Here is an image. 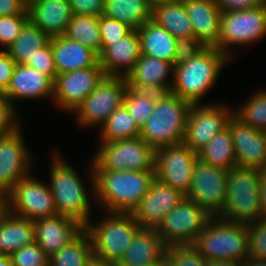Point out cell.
Listing matches in <instances>:
<instances>
[{
	"label": "cell",
	"instance_id": "obj_1",
	"mask_svg": "<svg viewBox=\"0 0 266 266\" xmlns=\"http://www.w3.org/2000/svg\"><path fill=\"white\" fill-rule=\"evenodd\" d=\"M91 186L95 200L105 212L133 213L146 195L155 171H93Z\"/></svg>",
	"mask_w": 266,
	"mask_h": 266
},
{
	"label": "cell",
	"instance_id": "obj_2",
	"mask_svg": "<svg viewBox=\"0 0 266 266\" xmlns=\"http://www.w3.org/2000/svg\"><path fill=\"white\" fill-rule=\"evenodd\" d=\"M229 61L216 47H205L194 58L174 66L171 92L191 104H201Z\"/></svg>",
	"mask_w": 266,
	"mask_h": 266
},
{
	"label": "cell",
	"instance_id": "obj_3",
	"mask_svg": "<svg viewBox=\"0 0 266 266\" xmlns=\"http://www.w3.org/2000/svg\"><path fill=\"white\" fill-rule=\"evenodd\" d=\"M191 106L171 91L160 93L152 115L140 129V137L155 150L183 144Z\"/></svg>",
	"mask_w": 266,
	"mask_h": 266
},
{
	"label": "cell",
	"instance_id": "obj_4",
	"mask_svg": "<svg viewBox=\"0 0 266 266\" xmlns=\"http://www.w3.org/2000/svg\"><path fill=\"white\" fill-rule=\"evenodd\" d=\"M193 246L208 263L221 260L243 263L249 258L247 223L211 217Z\"/></svg>",
	"mask_w": 266,
	"mask_h": 266
},
{
	"label": "cell",
	"instance_id": "obj_5",
	"mask_svg": "<svg viewBox=\"0 0 266 266\" xmlns=\"http://www.w3.org/2000/svg\"><path fill=\"white\" fill-rule=\"evenodd\" d=\"M49 188L58 215L67 216L85 226L90 222V197L82 178L59 153H52Z\"/></svg>",
	"mask_w": 266,
	"mask_h": 266
},
{
	"label": "cell",
	"instance_id": "obj_6",
	"mask_svg": "<svg viewBox=\"0 0 266 266\" xmlns=\"http://www.w3.org/2000/svg\"><path fill=\"white\" fill-rule=\"evenodd\" d=\"M141 228L132 213L111 212H106L99 223L90 221L84 226L91 238L94 257L116 264Z\"/></svg>",
	"mask_w": 266,
	"mask_h": 266
},
{
	"label": "cell",
	"instance_id": "obj_7",
	"mask_svg": "<svg viewBox=\"0 0 266 266\" xmlns=\"http://www.w3.org/2000/svg\"><path fill=\"white\" fill-rule=\"evenodd\" d=\"M261 170L234 167L227 172L223 219L251 223L262 217L259 182Z\"/></svg>",
	"mask_w": 266,
	"mask_h": 266
},
{
	"label": "cell",
	"instance_id": "obj_8",
	"mask_svg": "<svg viewBox=\"0 0 266 266\" xmlns=\"http://www.w3.org/2000/svg\"><path fill=\"white\" fill-rule=\"evenodd\" d=\"M96 151L93 171H155L156 150L140 136L101 142Z\"/></svg>",
	"mask_w": 266,
	"mask_h": 266
},
{
	"label": "cell",
	"instance_id": "obj_9",
	"mask_svg": "<svg viewBox=\"0 0 266 266\" xmlns=\"http://www.w3.org/2000/svg\"><path fill=\"white\" fill-rule=\"evenodd\" d=\"M266 36V4L255 8L222 12L220 35L216 46L232 58V45H246Z\"/></svg>",
	"mask_w": 266,
	"mask_h": 266
},
{
	"label": "cell",
	"instance_id": "obj_10",
	"mask_svg": "<svg viewBox=\"0 0 266 266\" xmlns=\"http://www.w3.org/2000/svg\"><path fill=\"white\" fill-rule=\"evenodd\" d=\"M210 218L199 204L185 196L155 229L167 247L193 245Z\"/></svg>",
	"mask_w": 266,
	"mask_h": 266
},
{
	"label": "cell",
	"instance_id": "obj_11",
	"mask_svg": "<svg viewBox=\"0 0 266 266\" xmlns=\"http://www.w3.org/2000/svg\"><path fill=\"white\" fill-rule=\"evenodd\" d=\"M128 89L125 77L105 76L74 111L83 126H102L109 116L123 104Z\"/></svg>",
	"mask_w": 266,
	"mask_h": 266
},
{
	"label": "cell",
	"instance_id": "obj_12",
	"mask_svg": "<svg viewBox=\"0 0 266 266\" xmlns=\"http://www.w3.org/2000/svg\"><path fill=\"white\" fill-rule=\"evenodd\" d=\"M8 211L32 221L57 214L48 183L30 174L20 179L7 193Z\"/></svg>",
	"mask_w": 266,
	"mask_h": 266
},
{
	"label": "cell",
	"instance_id": "obj_13",
	"mask_svg": "<svg viewBox=\"0 0 266 266\" xmlns=\"http://www.w3.org/2000/svg\"><path fill=\"white\" fill-rule=\"evenodd\" d=\"M227 172L197 159L189 192L185 196L199 204L211 217L223 218Z\"/></svg>",
	"mask_w": 266,
	"mask_h": 266
},
{
	"label": "cell",
	"instance_id": "obj_14",
	"mask_svg": "<svg viewBox=\"0 0 266 266\" xmlns=\"http://www.w3.org/2000/svg\"><path fill=\"white\" fill-rule=\"evenodd\" d=\"M224 104H192L185 127L183 144L200 151L219 132L228 127L234 112Z\"/></svg>",
	"mask_w": 266,
	"mask_h": 266
},
{
	"label": "cell",
	"instance_id": "obj_15",
	"mask_svg": "<svg viewBox=\"0 0 266 266\" xmlns=\"http://www.w3.org/2000/svg\"><path fill=\"white\" fill-rule=\"evenodd\" d=\"M197 159V153L185 144L158 148L155 154V178L186 195Z\"/></svg>",
	"mask_w": 266,
	"mask_h": 266
},
{
	"label": "cell",
	"instance_id": "obj_16",
	"mask_svg": "<svg viewBox=\"0 0 266 266\" xmlns=\"http://www.w3.org/2000/svg\"><path fill=\"white\" fill-rule=\"evenodd\" d=\"M99 62L91 67L56 76L53 101L67 112H73L105 77Z\"/></svg>",
	"mask_w": 266,
	"mask_h": 266
},
{
	"label": "cell",
	"instance_id": "obj_17",
	"mask_svg": "<svg viewBox=\"0 0 266 266\" xmlns=\"http://www.w3.org/2000/svg\"><path fill=\"white\" fill-rule=\"evenodd\" d=\"M22 129L0 135V191L8 193L31 172V154L25 145Z\"/></svg>",
	"mask_w": 266,
	"mask_h": 266
},
{
	"label": "cell",
	"instance_id": "obj_18",
	"mask_svg": "<svg viewBox=\"0 0 266 266\" xmlns=\"http://www.w3.org/2000/svg\"><path fill=\"white\" fill-rule=\"evenodd\" d=\"M228 128L237 167L266 170V131L247 125L235 114L229 119Z\"/></svg>",
	"mask_w": 266,
	"mask_h": 266
},
{
	"label": "cell",
	"instance_id": "obj_19",
	"mask_svg": "<svg viewBox=\"0 0 266 266\" xmlns=\"http://www.w3.org/2000/svg\"><path fill=\"white\" fill-rule=\"evenodd\" d=\"M184 197L185 195L181 191L155 178L132 214L142 228H156L165 215L175 208Z\"/></svg>",
	"mask_w": 266,
	"mask_h": 266
},
{
	"label": "cell",
	"instance_id": "obj_20",
	"mask_svg": "<svg viewBox=\"0 0 266 266\" xmlns=\"http://www.w3.org/2000/svg\"><path fill=\"white\" fill-rule=\"evenodd\" d=\"M173 73L171 62L141 54L126 80L128 87L137 91L167 93L173 84L168 77Z\"/></svg>",
	"mask_w": 266,
	"mask_h": 266
},
{
	"label": "cell",
	"instance_id": "obj_21",
	"mask_svg": "<svg viewBox=\"0 0 266 266\" xmlns=\"http://www.w3.org/2000/svg\"><path fill=\"white\" fill-rule=\"evenodd\" d=\"M35 242L50 257L73 240L84 226L63 215H54L34 221Z\"/></svg>",
	"mask_w": 266,
	"mask_h": 266
},
{
	"label": "cell",
	"instance_id": "obj_22",
	"mask_svg": "<svg viewBox=\"0 0 266 266\" xmlns=\"http://www.w3.org/2000/svg\"><path fill=\"white\" fill-rule=\"evenodd\" d=\"M141 55V41L137 30L121 40L112 42L99 54V64L106 76L127 77Z\"/></svg>",
	"mask_w": 266,
	"mask_h": 266
},
{
	"label": "cell",
	"instance_id": "obj_23",
	"mask_svg": "<svg viewBox=\"0 0 266 266\" xmlns=\"http://www.w3.org/2000/svg\"><path fill=\"white\" fill-rule=\"evenodd\" d=\"M16 108V100L53 99L54 81L39 70L25 64H16L11 83L4 93Z\"/></svg>",
	"mask_w": 266,
	"mask_h": 266
},
{
	"label": "cell",
	"instance_id": "obj_24",
	"mask_svg": "<svg viewBox=\"0 0 266 266\" xmlns=\"http://www.w3.org/2000/svg\"><path fill=\"white\" fill-rule=\"evenodd\" d=\"M194 37L205 47H216L222 11L214 0H184Z\"/></svg>",
	"mask_w": 266,
	"mask_h": 266
},
{
	"label": "cell",
	"instance_id": "obj_25",
	"mask_svg": "<svg viewBox=\"0 0 266 266\" xmlns=\"http://www.w3.org/2000/svg\"><path fill=\"white\" fill-rule=\"evenodd\" d=\"M27 11L29 20L50 38L65 35L73 16L69 0H36Z\"/></svg>",
	"mask_w": 266,
	"mask_h": 266
},
{
	"label": "cell",
	"instance_id": "obj_26",
	"mask_svg": "<svg viewBox=\"0 0 266 266\" xmlns=\"http://www.w3.org/2000/svg\"><path fill=\"white\" fill-rule=\"evenodd\" d=\"M49 42L57 75L91 68L99 62V55L95 51L65 35L51 37Z\"/></svg>",
	"mask_w": 266,
	"mask_h": 266
},
{
	"label": "cell",
	"instance_id": "obj_27",
	"mask_svg": "<svg viewBox=\"0 0 266 266\" xmlns=\"http://www.w3.org/2000/svg\"><path fill=\"white\" fill-rule=\"evenodd\" d=\"M167 246L155 228H141L116 266H144L163 259Z\"/></svg>",
	"mask_w": 266,
	"mask_h": 266
},
{
	"label": "cell",
	"instance_id": "obj_28",
	"mask_svg": "<svg viewBox=\"0 0 266 266\" xmlns=\"http://www.w3.org/2000/svg\"><path fill=\"white\" fill-rule=\"evenodd\" d=\"M34 242V221L8 211L0 221V254L10 256L19 248Z\"/></svg>",
	"mask_w": 266,
	"mask_h": 266
},
{
	"label": "cell",
	"instance_id": "obj_29",
	"mask_svg": "<svg viewBox=\"0 0 266 266\" xmlns=\"http://www.w3.org/2000/svg\"><path fill=\"white\" fill-rule=\"evenodd\" d=\"M141 41V54L174 64L176 38L153 20L137 29Z\"/></svg>",
	"mask_w": 266,
	"mask_h": 266
},
{
	"label": "cell",
	"instance_id": "obj_30",
	"mask_svg": "<svg viewBox=\"0 0 266 266\" xmlns=\"http://www.w3.org/2000/svg\"><path fill=\"white\" fill-rule=\"evenodd\" d=\"M151 20L167 30L176 39L181 37H194L184 2L152 5Z\"/></svg>",
	"mask_w": 266,
	"mask_h": 266
},
{
	"label": "cell",
	"instance_id": "obj_31",
	"mask_svg": "<svg viewBox=\"0 0 266 266\" xmlns=\"http://www.w3.org/2000/svg\"><path fill=\"white\" fill-rule=\"evenodd\" d=\"M151 13L150 0H105L102 14L137 30L151 20Z\"/></svg>",
	"mask_w": 266,
	"mask_h": 266
},
{
	"label": "cell",
	"instance_id": "obj_32",
	"mask_svg": "<svg viewBox=\"0 0 266 266\" xmlns=\"http://www.w3.org/2000/svg\"><path fill=\"white\" fill-rule=\"evenodd\" d=\"M197 157L206 164L226 171L237 167L229 128L217 133L206 146L197 152Z\"/></svg>",
	"mask_w": 266,
	"mask_h": 266
},
{
	"label": "cell",
	"instance_id": "obj_33",
	"mask_svg": "<svg viewBox=\"0 0 266 266\" xmlns=\"http://www.w3.org/2000/svg\"><path fill=\"white\" fill-rule=\"evenodd\" d=\"M49 41L50 37L29 20L16 40L5 51L16 64H26Z\"/></svg>",
	"mask_w": 266,
	"mask_h": 266
},
{
	"label": "cell",
	"instance_id": "obj_34",
	"mask_svg": "<svg viewBox=\"0 0 266 266\" xmlns=\"http://www.w3.org/2000/svg\"><path fill=\"white\" fill-rule=\"evenodd\" d=\"M94 256L88 232L83 229L73 240L49 257V266H87Z\"/></svg>",
	"mask_w": 266,
	"mask_h": 266
},
{
	"label": "cell",
	"instance_id": "obj_35",
	"mask_svg": "<svg viewBox=\"0 0 266 266\" xmlns=\"http://www.w3.org/2000/svg\"><path fill=\"white\" fill-rule=\"evenodd\" d=\"M99 130L100 142H111L140 136V128L124 104L115 109Z\"/></svg>",
	"mask_w": 266,
	"mask_h": 266
},
{
	"label": "cell",
	"instance_id": "obj_36",
	"mask_svg": "<svg viewBox=\"0 0 266 266\" xmlns=\"http://www.w3.org/2000/svg\"><path fill=\"white\" fill-rule=\"evenodd\" d=\"M65 36L101 53L99 16L73 15Z\"/></svg>",
	"mask_w": 266,
	"mask_h": 266
},
{
	"label": "cell",
	"instance_id": "obj_37",
	"mask_svg": "<svg viewBox=\"0 0 266 266\" xmlns=\"http://www.w3.org/2000/svg\"><path fill=\"white\" fill-rule=\"evenodd\" d=\"M159 94L157 92L137 91L128 87L123 104L140 129L152 115Z\"/></svg>",
	"mask_w": 266,
	"mask_h": 266
},
{
	"label": "cell",
	"instance_id": "obj_38",
	"mask_svg": "<svg viewBox=\"0 0 266 266\" xmlns=\"http://www.w3.org/2000/svg\"><path fill=\"white\" fill-rule=\"evenodd\" d=\"M234 114L247 125L266 131V90H259Z\"/></svg>",
	"mask_w": 266,
	"mask_h": 266
},
{
	"label": "cell",
	"instance_id": "obj_39",
	"mask_svg": "<svg viewBox=\"0 0 266 266\" xmlns=\"http://www.w3.org/2000/svg\"><path fill=\"white\" fill-rule=\"evenodd\" d=\"M165 257L168 266H208V262L193 245L169 246Z\"/></svg>",
	"mask_w": 266,
	"mask_h": 266
},
{
	"label": "cell",
	"instance_id": "obj_40",
	"mask_svg": "<svg viewBox=\"0 0 266 266\" xmlns=\"http://www.w3.org/2000/svg\"><path fill=\"white\" fill-rule=\"evenodd\" d=\"M247 229L249 257L266 260V218L247 223Z\"/></svg>",
	"mask_w": 266,
	"mask_h": 266
},
{
	"label": "cell",
	"instance_id": "obj_41",
	"mask_svg": "<svg viewBox=\"0 0 266 266\" xmlns=\"http://www.w3.org/2000/svg\"><path fill=\"white\" fill-rule=\"evenodd\" d=\"M28 21V13L0 16V46L2 45L4 50L16 40Z\"/></svg>",
	"mask_w": 266,
	"mask_h": 266
},
{
	"label": "cell",
	"instance_id": "obj_42",
	"mask_svg": "<svg viewBox=\"0 0 266 266\" xmlns=\"http://www.w3.org/2000/svg\"><path fill=\"white\" fill-rule=\"evenodd\" d=\"M100 36L102 39L101 52L112 42L121 40L133 29L125 23L119 22L105 15L99 16Z\"/></svg>",
	"mask_w": 266,
	"mask_h": 266
},
{
	"label": "cell",
	"instance_id": "obj_43",
	"mask_svg": "<svg viewBox=\"0 0 266 266\" xmlns=\"http://www.w3.org/2000/svg\"><path fill=\"white\" fill-rule=\"evenodd\" d=\"M10 257L13 266H49V257L36 242L19 248Z\"/></svg>",
	"mask_w": 266,
	"mask_h": 266
},
{
	"label": "cell",
	"instance_id": "obj_44",
	"mask_svg": "<svg viewBox=\"0 0 266 266\" xmlns=\"http://www.w3.org/2000/svg\"><path fill=\"white\" fill-rule=\"evenodd\" d=\"M39 70L55 81L57 71L54 65V55L49 42L45 47L39 49L37 54L25 64Z\"/></svg>",
	"mask_w": 266,
	"mask_h": 266
},
{
	"label": "cell",
	"instance_id": "obj_45",
	"mask_svg": "<svg viewBox=\"0 0 266 266\" xmlns=\"http://www.w3.org/2000/svg\"><path fill=\"white\" fill-rule=\"evenodd\" d=\"M17 110L7 96L0 92V135L10 133L21 126Z\"/></svg>",
	"mask_w": 266,
	"mask_h": 266
},
{
	"label": "cell",
	"instance_id": "obj_46",
	"mask_svg": "<svg viewBox=\"0 0 266 266\" xmlns=\"http://www.w3.org/2000/svg\"><path fill=\"white\" fill-rule=\"evenodd\" d=\"M174 66L194 58L205 46L195 37L176 39Z\"/></svg>",
	"mask_w": 266,
	"mask_h": 266
},
{
	"label": "cell",
	"instance_id": "obj_47",
	"mask_svg": "<svg viewBox=\"0 0 266 266\" xmlns=\"http://www.w3.org/2000/svg\"><path fill=\"white\" fill-rule=\"evenodd\" d=\"M73 15L100 16L105 0H69Z\"/></svg>",
	"mask_w": 266,
	"mask_h": 266
},
{
	"label": "cell",
	"instance_id": "obj_48",
	"mask_svg": "<svg viewBox=\"0 0 266 266\" xmlns=\"http://www.w3.org/2000/svg\"><path fill=\"white\" fill-rule=\"evenodd\" d=\"M16 62L3 49L0 51V92L5 93L11 83Z\"/></svg>",
	"mask_w": 266,
	"mask_h": 266
},
{
	"label": "cell",
	"instance_id": "obj_49",
	"mask_svg": "<svg viewBox=\"0 0 266 266\" xmlns=\"http://www.w3.org/2000/svg\"><path fill=\"white\" fill-rule=\"evenodd\" d=\"M222 12L255 8L265 3L264 0H214Z\"/></svg>",
	"mask_w": 266,
	"mask_h": 266
},
{
	"label": "cell",
	"instance_id": "obj_50",
	"mask_svg": "<svg viewBox=\"0 0 266 266\" xmlns=\"http://www.w3.org/2000/svg\"><path fill=\"white\" fill-rule=\"evenodd\" d=\"M28 13L24 0H0V16Z\"/></svg>",
	"mask_w": 266,
	"mask_h": 266
},
{
	"label": "cell",
	"instance_id": "obj_51",
	"mask_svg": "<svg viewBox=\"0 0 266 266\" xmlns=\"http://www.w3.org/2000/svg\"><path fill=\"white\" fill-rule=\"evenodd\" d=\"M260 207L262 209V217L266 218V170H261L259 182Z\"/></svg>",
	"mask_w": 266,
	"mask_h": 266
},
{
	"label": "cell",
	"instance_id": "obj_52",
	"mask_svg": "<svg viewBox=\"0 0 266 266\" xmlns=\"http://www.w3.org/2000/svg\"><path fill=\"white\" fill-rule=\"evenodd\" d=\"M7 212H8L7 193L0 191V221Z\"/></svg>",
	"mask_w": 266,
	"mask_h": 266
},
{
	"label": "cell",
	"instance_id": "obj_53",
	"mask_svg": "<svg viewBox=\"0 0 266 266\" xmlns=\"http://www.w3.org/2000/svg\"><path fill=\"white\" fill-rule=\"evenodd\" d=\"M241 266H266V260L255 259V258H247Z\"/></svg>",
	"mask_w": 266,
	"mask_h": 266
},
{
	"label": "cell",
	"instance_id": "obj_54",
	"mask_svg": "<svg viewBox=\"0 0 266 266\" xmlns=\"http://www.w3.org/2000/svg\"><path fill=\"white\" fill-rule=\"evenodd\" d=\"M87 266H116V263L101 260L93 256L92 259L88 262Z\"/></svg>",
	"mask_w": 266,
	"mask_h": 266
},
{
	"label": "cell",
	"instance_id": "obj_55",
	"mask_svg": "<svg viewBox=\"0 0 266 266\" xmlns=\"http://www.w3.org/2000/svg\"><path fill=\"white\" fill-rule=\"evenodd\" d=\"M208 266H241V263H237L234 261L221 260V261L209 262Z\"/></svg>",
	"mask_w": 266,
	"mask_h": 266
},
{
	"label": "cell",
	"instance_id": "obj_56",
	"mask_svg": "<svg viewBox=\"0 0 266 266\" xmlns=\"http://www.w3.org/2000/svg\"><path fill=\"white\" fill-rule=\"evenodd\" d=\"M0 266H13L11 257L0 254Z\"/></svg>",
	"mask_w": 266,
	"mask_h": 266
},
{
	"label": "cell",
	"instance_id": "obj_57",
	"mask_svg": "<svg viewBox=\"0 0 266 266\" xmlns=\"http://www.w3.org/2000/svg\"><path fill=\"white\" fill-rule=\"evenodd\" d=\"M144 266H168V261H167L166 257H164L163 259H160L156 262H152V263L144 265Z\"/></svg>",
	"mask_w": 266,
	"mask_h": 266
},
{
	"label": "cell",
	"instance_id": "obj_58",
	"mask_svg": "<svg viewBox=\"0 0 266 266\" xmlns=\"http://www.w3.org/2000/svg\"><path fill=\"white\" fill-rule=\"evenodd\" d=\"M184 0H150L151 5L159 4V3H170V2H183Z\"/></svg>",
	"mask_w": 266,
	"mask_h": 266
},
{
	"label": "cell",
	"instance_id": "obj_59",
	"mask_svg": "<svg viewBox=\"0 0 266 266\" xmlns=\"http://www.w3.org/2000/svg\"><path fill=\"white\" fill-rule=\"evenodd\" d=\"M24 1H25L26 5H28V4L32 3L33 1H36V0H24Z\"/></svg>",
	"mask_w": 266,
	"mask_h": 266
}]
</instances>
